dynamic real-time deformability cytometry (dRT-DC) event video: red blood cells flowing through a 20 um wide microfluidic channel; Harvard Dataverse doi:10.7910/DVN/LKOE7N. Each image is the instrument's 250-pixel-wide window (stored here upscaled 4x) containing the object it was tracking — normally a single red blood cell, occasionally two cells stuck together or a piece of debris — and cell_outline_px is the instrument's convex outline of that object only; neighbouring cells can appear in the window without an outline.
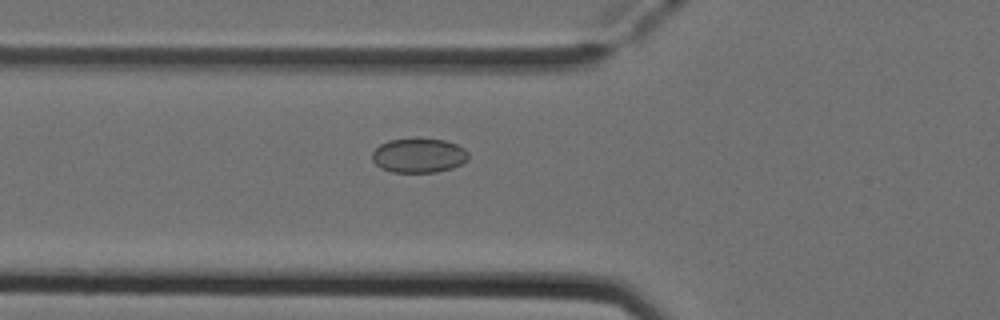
{"species": "Egyptian fruit bat (a non-hibernating species)", "species_latin": "Rousettus aegyptiacus", "temperature_condition": "cold", "stored_images_in_passage": 34, "camera_frame_rate_fps": 3000, "um_per_image_px": 0.085, "animal": {"sex": "female"}, "frame": {"image": 1, "passage_image": 4, "time_ms": 1.0, "image_size_px": [1000, 320], "cell_outline_px": [[468, 160], [452, 168], [436, 172], [392, 172], [380, 168], [372, 160], [372, 152], [380, 144], [388, 140], [444, 140], [456, 144], [464, 148], [468, 152]], "centroid_in_image_um": [35.59, 13.24], "position_along_channel_um": 90.2, "area_um2": 19.02}}
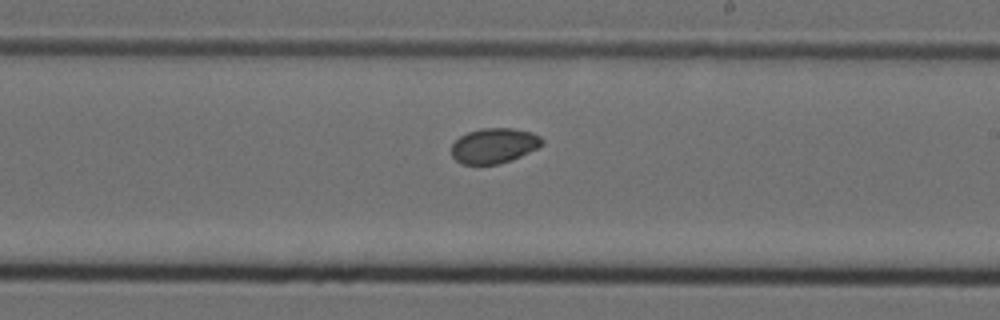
{"frame": {"image": 2, "passage_image": 16, "time_ms": 5.0, "image_size_px": [1000, 320], "cell_outline_px": [[544, 144], [512, 160], [500, 164], [460, 164], [452, 156], [452, 144], [460, 136], [468, 132], [480, 128], [512, 128], [532, 132], [540, 136], [544, 140]], "centroid_in_image_um": [42.0, 12.38], "position_along_channel_um": 247.0, "area_um2": 18.61}}
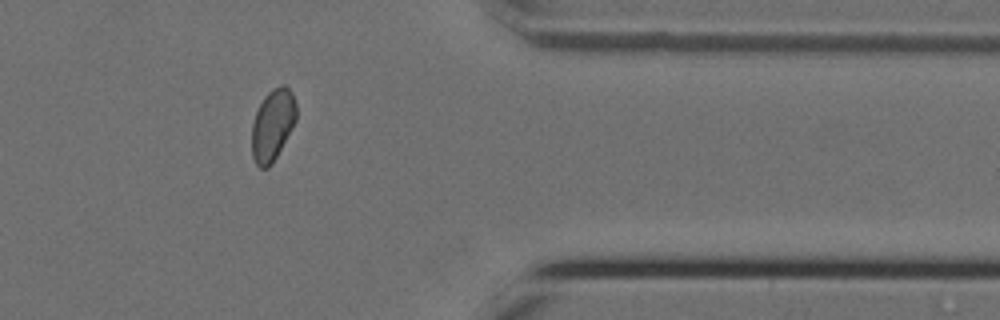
{"frame": {"image": 3, "passage_image": 28, "time_ms": 9.0, "image_size_px": [1000, 320], "cell_outline_px": [[296, 120], [292, 128], [272, 164], [268, 168], [260, 168], [256, 164], [252, 156], [252, 124], [256, 112], [264, 96], [272, 88], [280, 84], [284, 84], [292, 92], [296, 104]], "centroid_in_image_um": [23.17, 10.6], "position_along_channel_um": 388.2, "area_um2": 18.55}}